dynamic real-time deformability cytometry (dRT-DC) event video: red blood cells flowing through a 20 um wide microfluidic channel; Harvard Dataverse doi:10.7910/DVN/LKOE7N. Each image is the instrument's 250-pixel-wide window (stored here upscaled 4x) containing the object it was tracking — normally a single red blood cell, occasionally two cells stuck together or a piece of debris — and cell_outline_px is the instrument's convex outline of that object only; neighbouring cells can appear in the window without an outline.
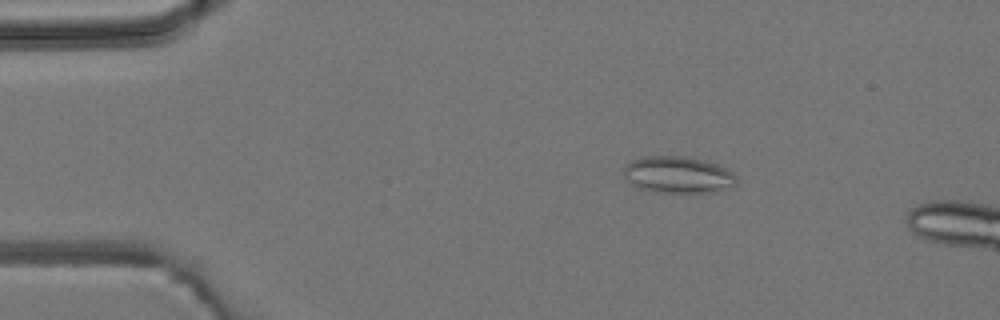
{"species": "common noctule bat (a hibernating species)", "species_latin": "Nyctalus noctula", "temperature_condition": "room temperature", "stored_images_in_passage": 4, "camera_frame_rate_fps": 3000, "um_per_image_px": 0.085, "animal": {"sex": "male", "body_mass_g": 19.2, "forearm_length_mm": 51.8}, "frame": {"image": 1, "passage_image": 2, "time_ms": 1.0, "image_size_px": [1000, 320], "cell_outline_px": [[736, 184], [732, 188], [708, 192], [652, 192], [640, 188], [632, 184], [624, 176], [620, 168], [624, 164], [640, 156], [692, 156], [708, 160], [732, 172], [736, 176]], "centroid_in_image_um": [57.59, 14.83], "position_along_channel_um": 27.4, "area_um2": 24.62}}